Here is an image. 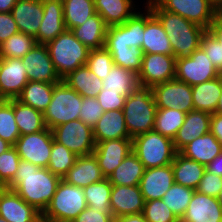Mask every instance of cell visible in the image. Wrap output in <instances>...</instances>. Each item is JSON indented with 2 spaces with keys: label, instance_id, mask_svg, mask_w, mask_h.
<instances>
[{
  "label": "cell",
  "instance_id": "7bdbcfd3",
  "mask_svg": "<svg viewBox=\"0 0 222 222\" xmlns=\"http://www.w3.org/2000/svg\"><path fill=\"white\" fill-rule=\"evenodd\" d=\"M36 44L35 37L18 32L0 45V58H22Z\"/></svg>",
  "mask_w": 222,
  "mask_h": 222
},
{
  "label": "cell",
  "instance_id": "d590c367",
  "mask_svg": "<svg viewBox=\"0 0 222 222\" xmlns=\"http://www.w3.org/2000/svg\"><path fill=\"white\" fill-rule=\"evenodd\" d=\"M55 84L29 81L17 100L44 113L51 102Z\"/></svg>",
  "mask_w": 222,
  "mask_h": 222
},
{
  "label": "cell",
  "instance_id": "8d00e7d4",
  "mask_svg": "<svg viewBox=\"0 0 222 222\" xmlns=\"http://www.w3.org/2000/svg\"><path fill=\"white\" fill-rule=\"evenodd\" d=\"M102 90L128 96L138 85V74L114 65L107 76H104Z\"/></svg>",
  "mask_w": 222,
  "mask_h": 222
},
{
  "label": "cell",
  "instance_id": "be15d7a7",
  "mask_svg": "<svg viewBox=\"0 0 222 222\" xmlns=\"http://www.w3.org/2000/svg\"><path fill=\"white\" fill-rule=\"evenodd\" d=\"M216 10L218 14H222V0H217L215 2Z\"/></svg>",
  "mask_w": 222,
  "mask_h": 222
},
{
  "label": "cell",
  "instance_id": "30bf717a",
  "mask_svg": "<svg viewBox=\"0 0 222 222\" xmlns=\"http://www.w3.org/2000/svg\"><path fill=\"white\" fill-rule=\"evenodd\" d=\"M52 132L56 142L77 156L91 155L95 150L93 129L79 119L60 124L54 127Z\"/></svg>",
  "mask_w": 222,
  "mask_h": 222
},
{
  "label": "cell",
  "instance_id": "681fc988",
  "mask_svg": "<svg viewBox=\"0 0 222 222\" xmlns=\"http://www.w3.org/2000/svg\"><path fill=\"white\" fill-rule=\"evenodd\" d=\"M20 161L14 146L0 154V187H5L14 178Z\"/></svg>",
  "mask_w": 222,
  "mask_h": 222
},
{
  "label": "cell",
  "instance_id": "f35d334b",
  "mask_svg": "<svg viewBox=\"0 0 222 222\" xmlns=\"http://www.w3.org/2000/svg\"><path fill=\"white\" fill-rule=\"evenodd\" d=\"M66 30L82 25L96 13L94 0H62Z\"/></svg>",
  "mask_w": 222,
  "mask_h": 222
},
{
  "label": "cell",
  "instance_id": "6125c7cd",
  "mask_svg": "<svg viewBox=\"0 0 222 222\" xmlns=\"http://www.w3.org/2000/svg\"><path fill=\"white\" fill-rule=\"evenodd\" d=\"M215 113L218 114V115H222V94L219 98V102H218V105L216 107Z\"/></svg>",
  "mask_w": 222,
  "mask_h": 222
},
{
  "label": "cell",
  "instance_id": "5b68a950",
  "mask_svg": "<svg viewBox=\"0 0 222 222\" xmlns=\"http://www.w3.org/2000/svg\"><path fill=\"white\" fill-rule=\"evenodd\" d=\"M87 207L83 188L61 179L51 202L42 213V222H71Z\"/></svg>",
  "mask_w": 222,
  "mask_h": 222
},
{
  "label": "cell",
  "instance_id": "d4e9b609",
  "mask_svg": "<svg viewBox=\"0 0 222 222\" xmlns=\"http://www.w3.org/2000/svg\"><path fill=\"white\" fill-rule=\"evenodd\" d=\"M211 115L198 110H192L186 114L183 125L173 139V145L177 152L197 137L210 132Z\"/></svg>",
  "mask_w": 222,
  "mask_h": 222
},
{
  "label": "cell",
  "instance_id": "f6af8a7d",
  "mask_svg": "<svg viewBox=\"0 0 222 222\" xmlns=\"http://www.w3.org/2000/svg\"><path fill=\"white\" fill-rule=\"evenodd\" d=\"M19 137V128L14 118L13 99H3L0 101V138L14 146Z\"/></svg>",
  "mask_w": 222,
  "mask_h": 222
},
{
  "label": "cell",
  "instance_id": "ba28073f",
  "mask_svg": "<svg viewBox=\"0 0 222 222\" xmlns=\"http://www.w3.org/2000/svg\"><path fill=\"white\" fill-rule=\"evenodd\" d=\"M149 0L144 6L146 10L142 13L137 10L131 18L121 25L107 27L105 45L106 49H123L131 46L141 48L146 21L153 15L147 7Z\"/></svg>",
  "mask_w": 222,
  "mask_h": 222
},
{
  "label": "cell",
  "instance_id": "f907efd6",
  "mask_svg": "<svg viewBox=\"0 0 222 222\" xmlns=\"http://www.w3.org/2000/svg\"><path fill=\"white\" fill-rule=\"evenodd\" d=\"M103 114L104 110L96 97H83L79 120L93 129Z\"/></svg>",
  "mask_w": 222,
  "mask_h": 222
},
{
  "label": "cell",
  "instance_id": "9a60e30c",
  "mask_svg": "<svg viewBox=\"0 0 222 222\" xmlns=\"http://www.w3.org/2000/svg\"><path fill=\"white\" fill-rule=\"evenodd\" d=\"M21 60L29 81L58 83L62 80L54 68L46 45L36 44Z\"/></svg>",
  "mask_w": 222,
  "mask_h": 222
},
{
  "label": "cell",
  "instance_id": "3957f363",
  "mask_svg": "<svg viewBox=\"0 0 222 222\" xmlns=\"http://www.w3.org/2000/svg\"><path fill=\"white\" fill-rule=\"evenodd\" d=\"M122 110L131 138L154 130L157 106L150 86L138 85L132 90Z\"/></svg>",
  "mask_w": 222,
  "mask_h": 222
},
{
  "label": "cell",
  "instance_id": "d6a6232c",
  "mask_svg": "<svg viewBox=\"0 0 222 222\" xmlns=\"http://www.w3.org/2000/svg\"><path fill=\"white\" fill-rule=\"evenodd\" d=\"M63 81L83 97L95 98L103 87V80L91 72L86 65L70 72Z\"/></svg>",
  "mask_w": 222,
  "mask_h": 222
},
{
  "label": "cell",
  "instance_id": "f1b7e54d",
  "mask_svg": "<svg viewBox=\"0 0 222 222\" xmlns=\"http://www.w3.org/2000/svg\"><path fill=\"white\" fill-rule=\"evenodd\" d=\"M194 110L214 114L222 94V74L212 80L191 86Z\"/></svg>",
  "mask_w": 222,
  "mask_h": 222
},
{
  "label": "cell",
  "instance_id": "2e32d148",
  "mask_svg": "<svg viewBox=\"0 0 222 222\" xmlns=\"http://www.w3.org/2000/svg\"><path fill=\"white\" fill-rule=\"evenodd\" d=\"M29 82L21 58H0V97L17 99Z\"/></svg>",
  "mask_w": 222,
  "mask_h": 222
},
{
  "label": "cell",
  "instance_id": "4dcf8cb0",
  "mask_svg": "<svg viewBox=\"0 0 222 222\" xmlns=\"http://www.w3.org/2000/svg\"><path fill=\"white\" fill-rule=\"evenodd\" d=\"M174 181L180 185L196 190L206 170V166L176 153L172 163Z\"/></svg>",
  "mask_w": 222,
  "mask_h": 222
},
{
  "label": "cell",
  "instance_id": "52a82bcc",
  "mask_svg": "<svg viewBox=\"0 0 222 222\" xmlns=\"http://www.w3.org/2000/svg\"><path fill=\"white\" fill-rule=\"evenodd\" d=\"M83 96L70 88L63 79L54 85L51 102L44 111V121L48 129L79 119Z\"/></svg>",
  "mask_w": 222,
  "mask_h": 222
},
{
  "label": "cell",
  "instance_id": "836d02e7",
  "mask_svg": "<svg viewBox=\"0 0 222 222\" xmlns=\"http://www.w3.org/2000/svg\"><path fill=\"white\" fill-rule=\"evenodd\" d=\"M201 47L222 74V14H217L201 38Z\"/></svg>",
  "mask_w": 222,
  "mask_h": 222
},
{
  "label": "cell",
  "instance_id": "7c38bea8",
  "mask_svg": "<svg viewBox=\"0 0 222 222\" xmlns=\"http://www.w3.org/2000/svg\"><path fill=\"white\" fill-rule=\"evenodd\" d=\"M163 10L208 29L218 14L214 0H154Z\"/></svg>",
  "mask_w": 222,
  "mask_h": 222
},
{
  "label": "cell",
  "instance_id": "44dd1931",
  "mask_svg": "<svg viewBox=\"0 0 222 222\" xmlns=\"http://www.w3.org/2000/svg\"><path fill=\"white\" fill-rule=\"evenodd\" d=\"M172 165L145 169L140 180V190L145 201L162 199L174 183Z\"/></svg>",
  "mask_w": 222,
  "mask_h": 222
},
{
  "label": "cell",
  "instance_id": "91938a15",
  "mask_svg": "<svg viewBox=\"0 0 222 222\" xmlns=\"http://www.w3.org/2000/svg\"><path fill=\"white\" fill-rule=\"evenodd\" d=\"M17 0H0V12H11Z\"/></svg>",
  "mask_w": 222,
  "mask_h": 222
},
{
  "label": "cell",
  "instance_id": "8fae6325",
  "mask_svg": "<svg viewBox=\"0 0 222 222\" xmlns=\"http://www.w3.org/2000/svg\"><path fill=\"white\" fill-rule=\"evenodd\" d=\"M53 132L46 128L41 132L20 135L14 147L21 160L41 168H47L53 144Z\"/></svg>",
  "mask_w": 222,
  "mask_h": 222
},
{
  "label": "cell",
  "instance_id": "4316f807",
  "mask_svg": "<svg viewBox=\"0 0 222 222\" xmlns=\"http://www.w3.org/2000/svg\"><path fill=\"white\" fill-rule=\"evenodd\" d=\"M221 152V143L211 132L197 137L179 151L184 157L204 166H207Z\"/></svg>",
  "mask_w": 222,
  "mask_h": 222
},
{
  "label": "cell",
  "instance_id": "60d3db41",
  "mask_svg": "<svg viewBox=\"0 0 222 222\" xmlns=\"http://www.w3.org/2000/svg\"><path fill=\"white\" fill-rule=\"evenodd\" d=\"M88 207L107 215H113L110 209L112 184L108 178L83 188Z\"/></svg>",
  "mask_w": 222,
  "mask_h": 222
},
{
  "label": "cell",
  "instance_id": "74e56055",
  "mask_svg": "<svg viewBox=\"0 0 222 222\" xmlns=\"http://www.w3.org/2000/svg\"><path fill=\"white\" fill-rule=\"evenodd\" d=\"M13 109L20 135L41 132L47 128L41 111L24 105L17 99H13Z\"/></svg>",
  "mask_w": 222,
  "mask_h": 222
},
{
  "label": "cell",
  "instance_id": "603a6c76",
  "mask_svg": "<svg viewBox=\"0 0 222 222\" xmlns=\"http://www.w3.org/2000/svg\"><path fill=\"white\" fill-rule=\"evenodd\" d=\"M19 32L35 37L42 22V0H17L11 10Z\"/></svg>",
  "mask_w": 222,
  "mask_h": 222
},
{
  "label": "cell",
  "instance_id": "ffe728a7",
  "mask_svg": "<svg viewBox=\"0 0 222 222\" xmlns=\"http://www.w3.org/2000/svg\"><path fill=\"white\" fill-rule=\"evenodd\" d=\"M43 18L37 35V44L46 45L66 30L62 0H42Z\"/></svg>",
  "mask_w": 222,
  "mask_h": 222
},
{
  "label": "cell",
  "instance_id": "680465c9",
  "mask_svg": "<svg viewBox=\"0 0 222 222\" xmlns=\"http://www.w3.org/2000/svg\"><path fill=\"white\" fill-rule=\"evenodd\" d=\"M113 222H148L143 213L115 217Z\"/></svg>",
  "mask_w": 222,
  "mask_h": 222
},
{
  "label": "cell",
  "instance_id": "d6986e66",
  "mask_svg": "<svg viewBox=\"0 0 222 222\" xmlns=\"http://www.w3.org/2000/svg\"><path fill=\"white\" fill-rule=\"evenodd\" d=\"M145 205L139 185H112L110 209L115 217L142 213Z\"/></svg>",
  "mask_w": 222,
  "mask_h": 222
},
{
  "label": "cell",
  "instance_id": "11a10c76",
  "mask_svg": "<svg viewBox=\"0 0 222 222\" xmlns=\"http://www.w3.org/2000/svg\"><path fill=\"white\" fill-rule=\"evenodd\" d=\"M113 219V215H107L91 207H87L71 222H113Z\"/></svg>",
  "mask_w": 222,
  "mask_h": 222
},
{
  "label": "cell",
  "instance_id": "c3c4849f",
  "mask_svg": "<svg viewBox=\"0 0 222 222\" xmlns=\"http://www.w3.org/2000/svg\"><path fill=\"white\" fill-rule=\"evenodd\" d=\"M142 213L148 222H180L162 199L145 201Z\"/></svg>",
  "mask_w": 222,
  "mask_h": 222
},
{
  "label": "cell",
  "instance_id": "4fadbf2b",
  "mask_svg": "<svg viewBox=\"0 0 222 222\" xmlns=\"http://www.w3.org/2000/svg\"><path fill=\"white\" fill-rule=\"evenodd\" d=\"M151 88L157 108L179 109L186 114L194 110L192 88L187 83L172 79Z\"/></svg>",
  "mask_w": 222,
  "mask_h": 222
},
{
  "label": "cell",
  "instance_id": "7dc6e473",
  "mask_svg": "<svg viewBox=\"0 0 222 222\" xmlns=\"http://www.w3.org/2000/svg\"><path fill=\"white\" fill-rule=\"evenodd\" d=\"M86 66L97 77L103 80L104 76H107L114 66V61L111 53L105 47L101 49H91Z\"/></svg>",
  "mask_w": 222,
  "mask_h": 222
},
{
  "label": "cell",
  "instance_id": "db71d44e",
  "mask_svg": "<svg viewBox=\"0 0 222 222\" xmlns=\"http://www.w3.org/2000/svg\"><path fill=\"white\" fill-rule=\"evenodd\" d=\"M16 22L11 12H0V45L10 36L18 33Z\"/></svg>",
  "mask_w": 222,
  "mask_h": 222
},
{
  "label": "cell",
  "instance_id": "9f6ffc18",
  "mask_svg": "<svg viewBox=\"0 0 222 222\" xmlns=\"http://www.w3.org/2000/svg\"><path fill=\"white\" fill-rule=\"evenodd\" d=\"M210 132L216 137L222 146V115L216 113L211 115Z\"/></svg>",
  "mask_w": 222,
  "mask_h": 222
},
{
  "label": "cell",
  "instance_id": "03108f58",
  "mask_svg": "<svg viewBox=\"0 0 222 222\" xmlns=\"http://www.w3.org/2000/svg\"><path fill=\"white\" fill-rule=\"evenodd\" d=\"M0 222H8V221L5 220L2 216H0Z\"/></svg>",
  "mask_w": 222,
  "mask_h": 222
},
{
  "label": "cell",
  "instance_id": "cb8c5ba5",
  "mask_svg": "<svg viewBox=\"0 0 222 222\" xmlns=\"http://www.w3.org/2000/svg\"><path fill=\"white\" fill-rule=\"evenodd\" d=\"M104 179L105 176L99 167L98 160L94 154L78 156L75 164L62 178L66 183L81 188Z\"/></svg>",
  "mask_w": 222,
  "mask_h": 222
},
{
  "label": "cell",
  "instance_id": "e575fe53",
  "mask_svg": "<svg viewBox=\"0 0 222 222\" xmlns=\"http://www.w3.org/2000/svg\"><path fill=\"white\" fill-rule=\"evenodd\" d=\"M144 166L132 151L108 177L112 185L136 186L144 173Z\"/></svg>",
  "mask_w": 222,
  "mask_h": 222
},
{
  "label": "cell",
  "instance_id": "277c9868",
  "mask_svg": "<svg viewBox=\"0 0 222 222\" xmlns=\"http://www.w3.org/2000/svg\"><path fill=\"white\" fill-rule=\"evenodd\" d=\"M54 68L61 79L78 67L86 65L90 49L71 30H65L46 44Z\"/></svg>",
  "mask_w": 222,
  "mask_h": 222
},
{
  "label": "cell",
  "instance_id": "f546056e",
  "mask_svg": "<svg viewBox=\"0 0 222 222\" xmlns=\"http://www.w3.org/2000/svg\"><path fill=\"white\" fill-rule=\"evenodd\" d=\"M141 49L143 54L160 53L173 55L168 36L160 21L154 15H152L145 23Z\"/></svg>",
  "mask_w": 222,
  "mask_h": 222
},
{
  "label": "cell",
  "instance_id": "b9f144b4",
  "mask_svg": "<svg viewBox=\"0 0 222 222\" xmlns=\"http://www.w3.org/2000/svg\"><path fill=\"white\" fill-rule=\"evenodd\" d=\"M194 191V189L174 182L163 195L162 200L177 218L181 220L187 211L188 204L192 199Z\"/></svg>",
  "mask_w": 222,
  "mask_h": 222
},
{
  "label": "cell",
  "instance_id": "7402d4cb",
  "mask_svg": "<svg viewBox=\"0 0 222 222\" xmlns=\"http://www.w3.org/2000/svg\"><path fill=\"white\" fill-rule=\"evenodd\" d=\"M180 222H222V207L217 198L195 190Z\"/></svg>",
  "mask_w": 222,
  "mask_h": 222
},
{
  "label": "cell",
  "instance_id": "816d5d0a",
  "mask_svg": "<svg viewBox=\"0 0 222 222\" xmlns=\"http://www.w3.org/2000/svg\"><path fill=\"white\" fill-rule=\"evenodd\" d=\"M221 188L222 177L205 170L196 191L216 198Z\"/></svg>",
  "mask_w": 222,
  "mask_h": 222
},
{
  "label": "cell",
  "instance_id": "94428289",
  "mask_svg": "<svg viewBox=\"0 0 222 222\" xmlns=\"http://www.w3.org/2000/svg\"><path fill=\"white\" fill-rule=\"evenodd\" d=\"M12 145L0 138V154L3 152H6L9 148H11Z\"/></svg>",
  "mask_w": 222,
  "mask_h": 222
},
{
  "label": "cell",
  "instance_id": "bcb514c9",
  "mask_svg": "<svg viewBox=\"0 0 222 222\" xmlns=\"http://www.w3.org/2000/svg\"><path fill=\"white\" fill-rule=\"evenodd\" d=\"M113 58L114 65L121 66L124 69L138 74L141 70L143 52L136 46L123 49H107Z\"/></svg>",
  "mask_w": 222,
  "mask_h": 222
},
{
  "label": "cell",
  "instance_id": "ac0fdd59",
  "mask_svg": "<svg viewBox=\"0 0 222 222\" xmlns=\"http://www.w3.org/2000/svg\"><path fill=\"white\" fill-rule=\"evenodd\" d=\"M130 152L132 138H122L97 143L93 154L105 178H108Z\"/></svg>",
  "mask_w": 222,
  "mask_h": 222
},
{
  "label": "cell",
  "instance_id": "7a4b0ae2",
  "mask_svg": "<svg viewBox=\"0 0 222 222\" xmlns=\"http://www.w3.org/2000/svg\"><path fill=\"white\" fill-rule=\"evenodd\" d=\"M147 7L165 30L175 58L190 56L201 46L202 35L207 29L178 14L163 10L154 0H149Z\"/></svg>",
  "mask_w": 222,
  "mask_h": 222
},
{
  "label": "cell",
  "instance_id": "9c48e42d",
  "mask_svg": "<svg viewBox=\"0 0 222 222\" xmlns=\"http://www.w3.org/2000/svg\"><path fill=\"white\" fill-rule=\"evenodd\" d=\"M220 74L201 46L190 56L176 58L175 79L190 86L212 80Z\"/></svg>",
  "mask_w": 222,
  "mask_h": 222
},
{
  "label": "cell",
  "instance_id": "e0dca14e",
  "mask_svg": "<svg viewBox=\"0 0 222 222\" xmlns=\"http://www.w3.org/2000/svg\"><path fill=\"white\" fill-rule=\"evenodd\" d=\"M0 216L8 222H42L41 212L6 187H0Z\"/></svg>",
  "mask_w": 222,
  "mask_h": 222
},
{
  "label": "cell",
  "instance_id": "6f0895ef",
  "mask_svg": "<svg viewBox=\"0 0 222 222\" xmlns=\"http://www.w3.org/2000/svg\"><path fill=\"white\" fill-rule=\"evenodd\" d=\"M206 170L222 177V152L206 166Z\"/></svg>",
  "mask_w": 222,
  "mask_h": 222
},
{
  "label": "cell",
  "instance_id": "ab89813d",
  "mask_svg": "<svg viewBox=\"0 0 222 222\" xmlns=\"http://www.w3.org/2000/svg\"><path fill=\"white\" fill-rule=\"evenodd\" d=\"M185 117L186 113L179 109L157 108L154 131L173 140L183 125Z\"/></svg>",
  "mask_w": 222,
  "mask_h": 222
},
{
  "label": "cell",
  "instance_id": "5bb4252c",
  "mask_svg": "<svg viewBox=\"0 0 222 222\" xmlns=\"http://www.w3.org/2000/svg\"><path fill=\"white\" fill-rule=\"evenodd\" d=\"M176 58L160 53L143 54L139 85L154 86L175 79Z\"/></svg>",
  "mask_w": 222,
  "mask_h": 222
},
{
  "label": "cell",
  "instance_id": "1f68e13d",
  "mask_svg": "<svg viewBox=\"0 0 222 222\" xmlns=\"http://www.w3.org/2000/svg\"><path fill=\"white\" fill-rule=\"evenodd\" d=\"M71 31L90 50L101 49L105 45L107 26L98 13H95L82 25L74 27Z\"/></svg>",
  "mask_w": 222,
  "mask_h": 222
},
{
  "label": "cell",
  "instance_id": "ee69618b",
  "mask_svg": "<svg viewBox=\"0 0 222 222\" xmlns=\"http://www.w3.org/2000/svg\"><path fill=\"white\" fill-rule=\"evenodd\" d=\"M77 157L78 156L67 147L53 140L47 168L62 179L67 174L68 170L75 164Z\"/></svg>",
  "mask_w": 222,
  "mask_h": 222
},
{
  "label": "cell",
  "instance_id": "83f0119b",
  "mask_svg": "<svg viewBox=\"0 0 222 222\" xmlns=\"http://www.w3.org/2000/svg\"><path fill=\"white\" fill-rule=\"evenodd\" d=\"M134 3L132 0H94L95 11L107 27L121 25L131 18L138 9Z\"/></svg>",
  "mask_w": 222,
  "mask_h": 222
},
{
  "label": "cell",
  "instance_id": "8992f818",
  "mask_svg": "<svg viewBox=\"0 0 222 222\" xmlns=\"http://www.w3.org/2000/svg\"><path fill=\"white\" fill-rule=\"evenodd\" d=\"M132 151L145 169L169 165L177 153L173 140L154 130L132 138Z\"/></svg>",
  "mask_w": 222,
  "mask_h": 222
},
{
  "label": "cell",
  "instance_id": "484cf974",
  "mask_svg": "<svg viewBox=\"0 0 222 222\" xmlns=\"http://www.w3.org/2000/svg\"><path fill=\"white\" fill-rule=\"evenodd\" d=\"M93 137L96 144L106 140L131 138L126 128L123 110L104 111L93 128Z\"/></svg>",
  "mask_w": 222,
  "mask_h": 222
},
{
  "label": "cell",
  "instance_id": "e7e4bbea",
  "mask_svg": "<svg viewBox=\"0 0 222 222\" xmlns=\"http://www.w3.org/2000/svg\"><path fill=\"white\" fill-rule=\"evenodd\" d=\"M216 198H217L219 204H220L221 207H222V188H221L220 193L217 195Z\"/></svg>",
  "mask_w": 222,
  "mask_h": 222
},
{
  "label": "cell",
  "instance_id": "6da1fadb",
  "mask_svg": "<svg viewBox=\"0 0 222 222\" xmlns=\"http://www.w3.org/2000/svg\"><path fill=\"white\" fill-rule=\"evenodd\" d=\"M61 178L48 168L21 160L14 178L5 186L43 213L52 200Z\"/></svg>",
  "mask_w": 222,
  "mask_h": 222
},
{
  "label": "cell",
  "instance_id": "f5cc1de1",
  "mask_svg": "<svg viewBox=\"0 0 222 222\" xmlns=\"http://www.w3.org/2000/svg\"><path fill=\"white\" fill-rule=\"evenodd\" d=\"M127 96L120 93H111L101 90L97 95V100L104 111L122 110Z\"/></svg>",
  "mask_w": 222,
  "mask_h": 222
}]
</instances>
